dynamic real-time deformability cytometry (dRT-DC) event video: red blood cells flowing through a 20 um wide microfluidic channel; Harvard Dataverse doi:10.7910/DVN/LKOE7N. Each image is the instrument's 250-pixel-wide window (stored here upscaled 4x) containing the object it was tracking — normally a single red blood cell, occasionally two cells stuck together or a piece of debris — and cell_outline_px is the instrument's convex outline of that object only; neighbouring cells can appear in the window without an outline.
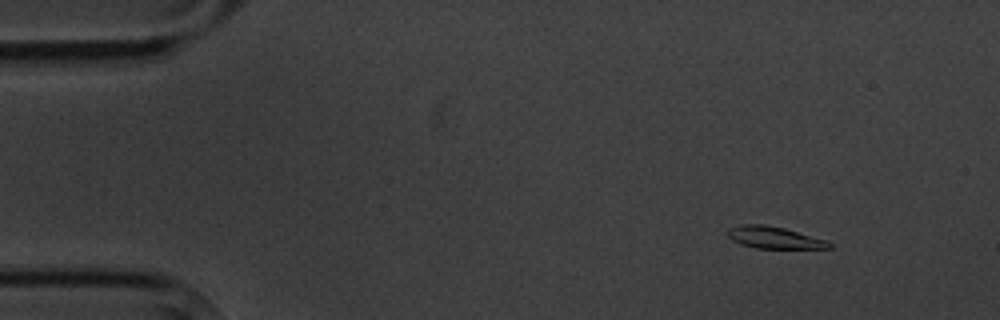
{"species": "common noctule bat (a hibernating species)", "species_latin": "Nyctalus noctula", "temperature_condition": "cold", "stored_images_in_passage": 6, "camera_frame_rate_fps": 3000, "um_per_image_px": 0.085, "animal": {"sex": "male", "body_mass_g": 20.1, "forearm_length_mm": 53.5}, "frame": {"image": 1, "passage_image": 2, "time_ms": 1.333, "image_size_px": [1000, 320], "cell_outline_px": [[832, 248], [756, 248], [740, 244], [732, 240], [728, 236], [728, 228], [740, 224], [764, 224], [784, 228], [828, 240], [832, 244]], "centroid_in_image_um": [65.81, 20.19], "position_along_channel_um": 19.2, "area_um2": 13.01}}